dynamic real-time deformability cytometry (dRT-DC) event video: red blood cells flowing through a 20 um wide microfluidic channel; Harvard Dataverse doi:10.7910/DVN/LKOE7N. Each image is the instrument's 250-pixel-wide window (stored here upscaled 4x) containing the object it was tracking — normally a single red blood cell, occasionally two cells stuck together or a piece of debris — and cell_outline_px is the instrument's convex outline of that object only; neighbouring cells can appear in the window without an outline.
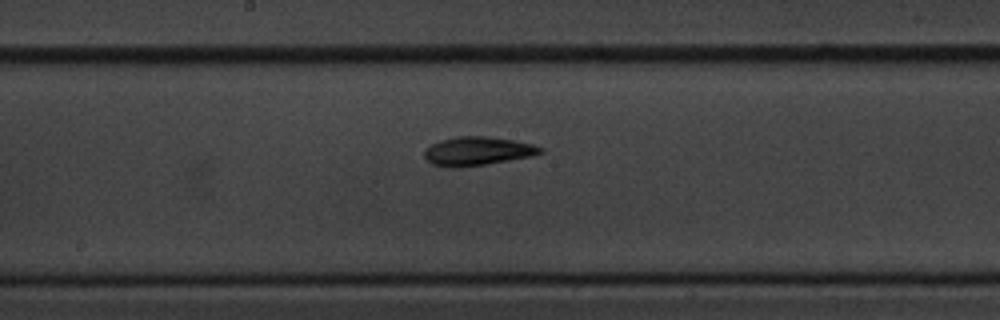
{"species": "common noctule bat (a hibernating species)", "species_latin": "Nyctalus noctula", "temperature_condition": "cold", "stored_images_in_passage": 9, "camera_frame_rate_fps": 3000, "um_per_image_px": 0.085, "animal": {"sex": "male", "body_mass_g": 20.1, "forearm_length_mm": 53.5}, "frame": {"image": 1, "passage_image": 9, "time_ms": 10.0, "image_size_px": [1000, 320], "cell_outline_px": [[544, 152], [532, 156], [460, 168], [448, 168], [432, 164], [424, 156], [424, 148], [440, 140], [456, 136], [484, 136], [512, 140], [532, 144], [544, 148]], "centroid_in_image_um": [40.55, 12.85], "position_along_channel_um": 207.6, "area_um2": 19.42}}